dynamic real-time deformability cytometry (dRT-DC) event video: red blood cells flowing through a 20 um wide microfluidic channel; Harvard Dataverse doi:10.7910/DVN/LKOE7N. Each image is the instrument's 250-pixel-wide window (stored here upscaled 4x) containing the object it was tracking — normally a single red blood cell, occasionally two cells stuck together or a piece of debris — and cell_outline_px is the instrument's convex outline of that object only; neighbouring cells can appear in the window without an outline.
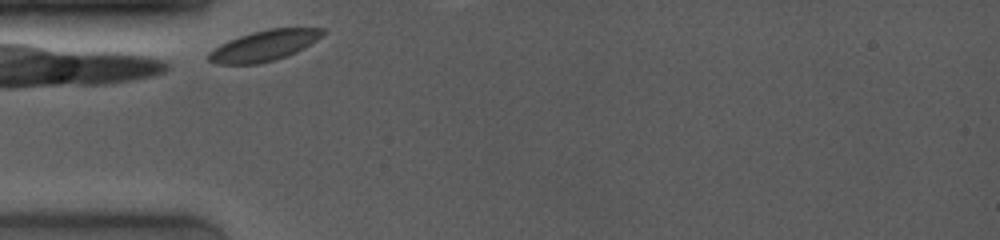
{"species": "common noctule bat (a hibernating species)", "species_latin": "Nyctalus noctula", "temperature_condition": "room temperature", "stored_images_in_passage": 5, "camera_frame_rate_fps": 4000, "um_per_image_px": 0.085, "animal": {"sex": "female", "body_mass_g": 19.0, "forearm_length_mm": 53.3}, "frame": {"image": 1, "passage_image": 1, "time_ms": 0.0, "image_size_px": [1000, 240], "cell_outline_px": [[324, 32], [316, 40], [296, 52], [272, 60], [256, 64], [216, 64], [208, 60], [208, 52], [220, 44], [228, 40], [252, 32], [268, 28], [324, 28]], "centroid_in_image_um": [22.4, 3.87], "position_along_channel_um": 62.6, "area_um2": 20.06}}